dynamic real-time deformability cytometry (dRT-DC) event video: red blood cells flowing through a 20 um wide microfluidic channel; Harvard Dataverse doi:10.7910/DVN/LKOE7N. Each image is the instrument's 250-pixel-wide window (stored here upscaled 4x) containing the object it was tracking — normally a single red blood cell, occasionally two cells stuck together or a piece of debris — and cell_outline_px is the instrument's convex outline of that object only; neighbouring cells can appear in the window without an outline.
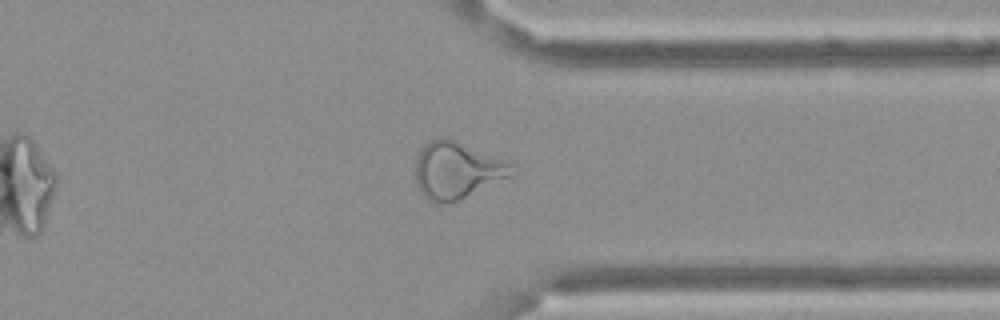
{"species": "Egyptian fruit bat (a non-hibernating species)", "species_latin": "Rousettus aegyptiacus", "temperature_condition": "cold", "stored_images_in_passage": 34, "camera_frame_rate_fps": 3000, "um_per_image_px": 0.085, "frame": {"image": 1, "passage_image": 29, "time_ms": 9.333, "image_size_px": [1000, 320], "cell_outline_px": [[508, 176], [448, 204], [436, 204], [424, 196], [420, 192], [416, 184], [416, 156], [432, 140], [440, 136], [444, 136], [508, 164]], "centroid_in_image_um": [38.66, 14.51], "position_along_channel_um": 372.7, "area_um2": 30.06}, "authors_computed_cell_mechanics": {"area_um2": 25.3453, "velocity_mm_per_s": 3.4095, "shape_relaxation_time_tau1_ms": null, "shape_relaxation_time_tau2_ms": 1.3811, "deformation_change_tau1": null, "deformation_change_tau2": 0.0907}}